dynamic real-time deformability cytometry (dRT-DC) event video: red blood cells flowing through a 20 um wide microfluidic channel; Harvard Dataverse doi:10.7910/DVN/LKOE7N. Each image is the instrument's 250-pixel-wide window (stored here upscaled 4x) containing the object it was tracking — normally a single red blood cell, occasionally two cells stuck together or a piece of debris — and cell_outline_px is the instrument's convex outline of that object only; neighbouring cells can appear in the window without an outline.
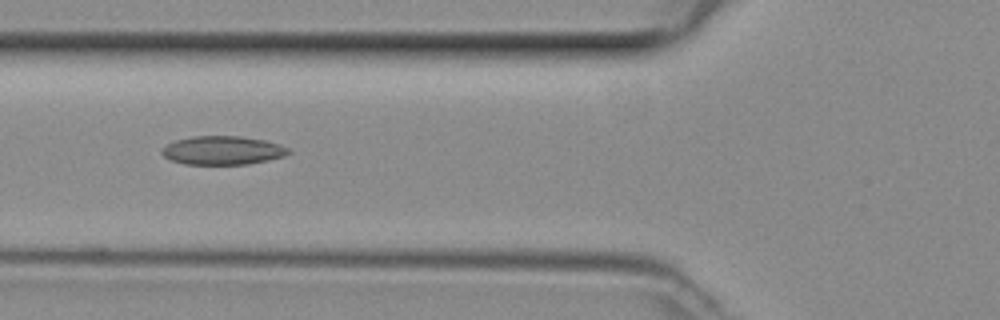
{"species": "common noctule bat (a hibernating species)", "species_latin": "Nyctalus noctula", "temperature_condition": "room temperature", "stored_images_in_passage": 33, "camera_frame_rate_fps": 3000, "um_per_image_px": 0.085, "animal": {"sex": "female", "body_mass_g": 29.2, "forearm_length_mm": 56.3}, "frame": {"image": 1, "passage_image": 6, "time_ms": 1.667, "image_size_px": [1000, 320], "cell_outline_px": [[292, 152], [284, 156], [268, 160], [248, 164], [184, 164], [172, 160], [164, 156], [160, 152], [168, 144], [176, 140], [192, 136], [240, 136], [264, 140], [280, 144], [288, 148]], "centroid_in_image_um": [18.95, 12.78], "position_along_channel_um": 106.8, "area_um2": 21.04}}
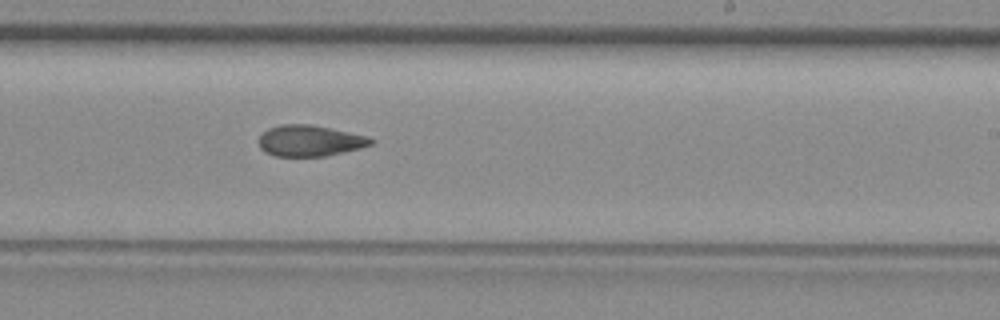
{"frame": {"image": 2, "passage_image": 17, "time_ms": 5.333, "image_size_px": [1000, 320], "cell_outline_px": [[376, 140], [372, 144], [324, 156], [276, 156], [264, 152], [260, 148], [260, 136], [268, 128], [284, 124], [312, 124], [368, 136]], "centroid_in_image_um": [26.32, 11.95], "position_along_channel_um": 262.7, "area_um2": 20.06}}
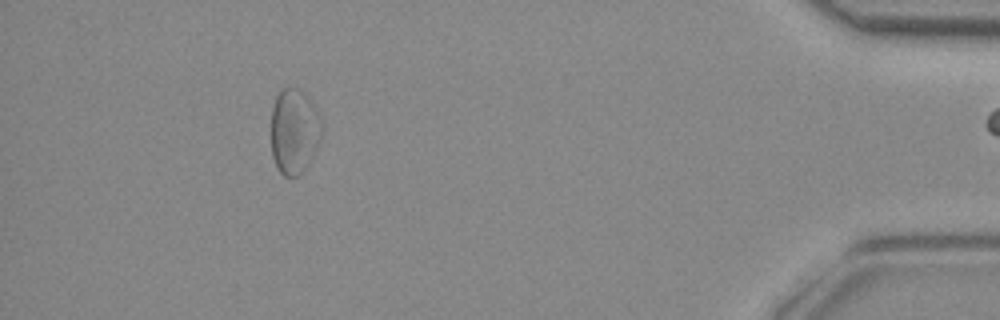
{"frame": {"image": 3, "passage_image": 32, "time_ms": 10.333, "image_size_px": [1000, 320], "cell_outline_px": [[324, 132], [312, 156], [304, 168], [296, 176], [284, 176], [280, 172], [272, 156], [272, 108], [276, 96], [280, 88], [284, 84], [288, 84], [300, 88], [308, 96], [316, 108], [320, 116], [324, 128]], "centroid_in_image_um": [25.02, 11.05], "position_along_channel_um": 410.2, "area_um2": 25.61}}